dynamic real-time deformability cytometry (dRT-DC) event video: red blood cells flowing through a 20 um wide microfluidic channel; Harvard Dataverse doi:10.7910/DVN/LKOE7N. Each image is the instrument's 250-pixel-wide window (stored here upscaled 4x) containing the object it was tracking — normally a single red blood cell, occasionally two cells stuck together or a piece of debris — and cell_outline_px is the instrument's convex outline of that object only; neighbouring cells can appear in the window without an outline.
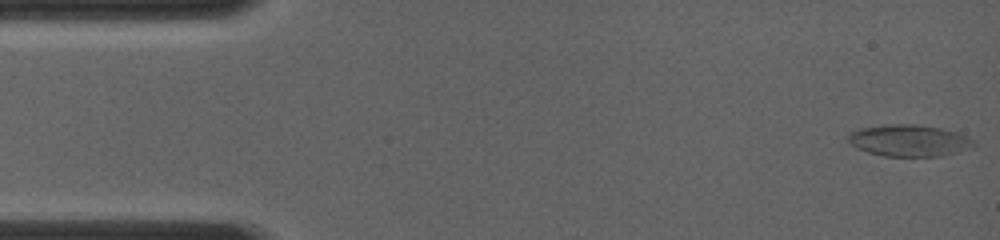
{"species": "common noctule bat (a hibernating species)", "species_latin": "Nyctalus noctula", "temperature_condition": "room temperature", "stored_images_in_passage": 15, "camera_frame_rate_fps": 4000, "um_per_image_px": 0.085, "animal": {"sex": "female", "body_mass_g": 19.0, "forearm_length_mm": 56.7}, "frame": {"image": 1, "passage_image": 1, "time_ms": 0.0, "image_size_px": [1000, 240], "cell_outline_px": [[976, 144], [956, 152], [944, 156], [884, 156], [868, 152], [856, 148], [848, 140], [848, 136], [852, 132], [860, 128], [888, 124], [920, 124], [940, 128], [956, 132], [968, 136]], "centroid_in_image_um": [77.26, 11.94], "position_along_channel_um": 7.7, "area_um2": 23.0}}
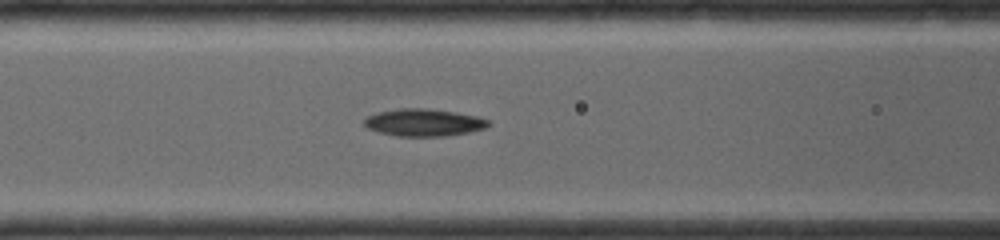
{"frame": {"image": 2, "passage_image": 11, "time_ms": 5.5, "image_size_px": [1000, 240], "cell_outline_px": [[492, 124], [484, 128], [468, 132], [444, 136], [396, 136], [380, 132], [368, 128], [364, 124], [364, 120], [368, 116], [380, 112], [400, 108], [428, 108], [476, 116], [488, 120]], "centroid_in_image_um": [36.02, 10.41], "position_along_channel_um": 130.6, "area_um2": 19.48}}
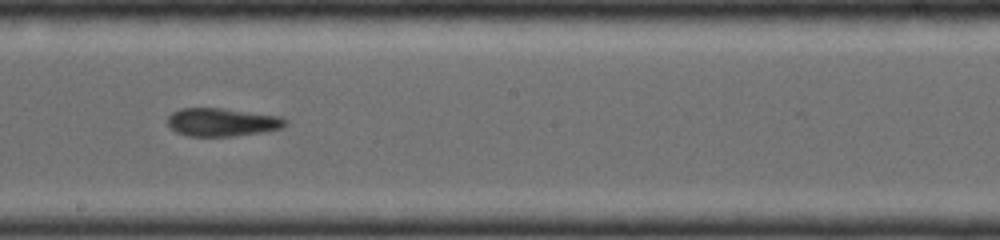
{"frame": {"image": 3, "passage_image": 15, "time_ms": 7.75, "image_size_px": [1000, 240], "cell_outline_px": [[288, 124], [280, 128], [264, 132], [232, 136], [188, 136], [176, 132], [168, 124], [168, 116], [172, 112], [180, 108], [220, 108], [280, 116], [288, 120]], "centroid_in_image_um": [18.88, 10.38], "position_along_channel_um": 229.3, "area_um2": 19.31}}